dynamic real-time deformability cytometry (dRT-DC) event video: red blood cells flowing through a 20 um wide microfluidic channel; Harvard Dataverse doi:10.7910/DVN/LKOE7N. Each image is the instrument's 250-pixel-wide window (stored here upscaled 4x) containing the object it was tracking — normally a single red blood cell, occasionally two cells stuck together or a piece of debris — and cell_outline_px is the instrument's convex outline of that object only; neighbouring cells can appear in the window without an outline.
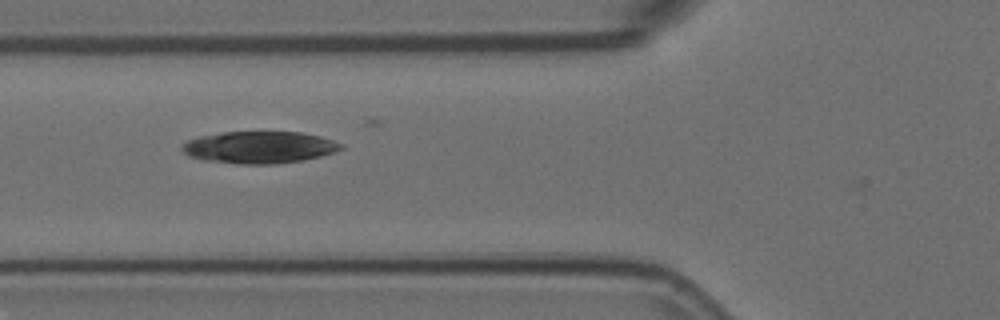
{"species": "Egyptian fruit bat (a non-hibernating species)", "species_latin": "Rousettus aegyptiacus", "temperature_condition": "room temperature", "stored_images_in_passage": 5, "camera_frame_rate_fps": 3000, "um_per_image_px": 0.085, "animal": {"sex": "female"}, "frame": {"image": 1, "passage_image": 2, "time_ms": 0.333, "image_size_px": [1000, 320], "cell_outline_px": [[344, 148], [320, 156], [304, 160], [276, 164], [240, 164], [204, 160], [188, 156], [180, 148], [188, 140], [200, 136], [224, 132], [300, 132], [320, 136], [344, 144]], "centroid_in_image_um": [22.05, 12.52], "position_along_channel_um": 103.8, "area_um2": 29.59}}
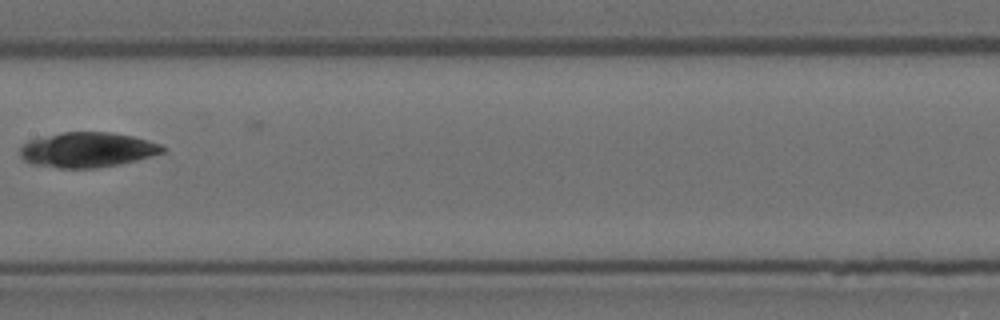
{"frame": {"image": 2, "passage_image": 4, "time_ms": 1.0, "image_size_px": [1000, 320], "cell_outline_px": [[168, 148], [164, 152], [136, 160], [120, 164], [96, 168], [60, 168], [32, 164], [24, 160], [20, 156], [20, 148], [28, 140], [64, 132], [112, 132], [132, 136], [148, 140], [160, 144]], "centroid_in_image_um": [7.44, 12.73], "position_along_channel_um": 200.0, "area_um2": 29.07}}
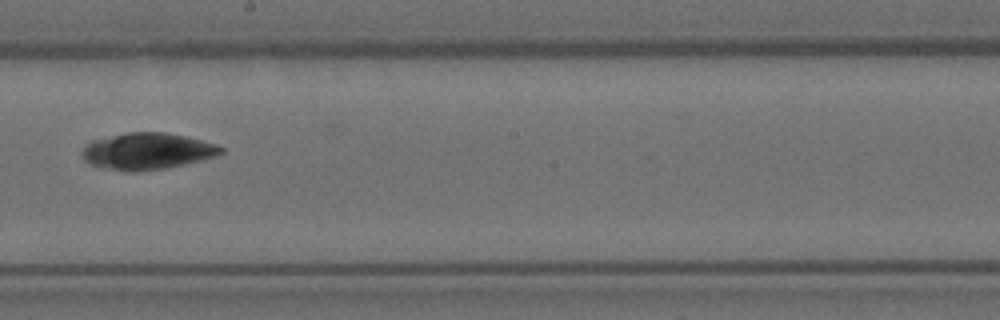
{"frame": {"image": 3, "passage_image": 5, "time_ms": 1.333, "image_size_px": [1000, 320], "cell_outline_px": [[224, 152], [216, 156], [184, 164], [164, 168], [112, 168], [92, 164], [84, 160], [84, 148], [92, 140], [128, 132], [164, 132], [184, 136], [216, 144], [224, 148]], "centroid_in_image_um": [12.6, 12.79], "position_along_channel_um": 235.6, "area_um2": 28.15}}